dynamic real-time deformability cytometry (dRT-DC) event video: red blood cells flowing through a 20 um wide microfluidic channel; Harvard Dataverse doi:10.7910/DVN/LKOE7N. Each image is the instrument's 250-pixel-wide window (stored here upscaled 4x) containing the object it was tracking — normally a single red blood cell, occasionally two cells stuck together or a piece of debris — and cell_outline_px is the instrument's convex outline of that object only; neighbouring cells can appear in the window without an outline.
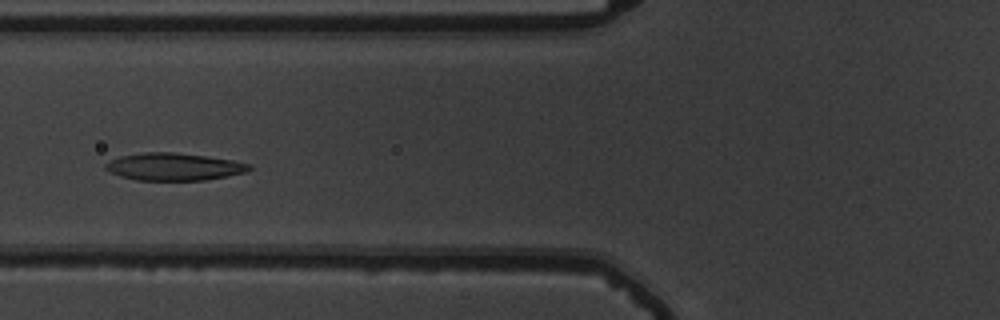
{"species": "common noctule bat (a hibernating species)", "species_latin": "Nyctalus noctula", "temperature_condition": "warm", "stored_images_in_passage": 49, "camera_frame_rate_fps": 3000, "um_per_image_px": 0.085, "animal": {"sex": "male", "body_mass_g": 19.5, "forearm_length_mm": 54.6}, "frame": {"image": 1, "passage_image": 16, "time_ms": 5.0, "image_size_px": [1000, 320], "cell_outline_px": [[252, 168], [244, 172], [204, 180], [136, 180], [120, 176], [104, 168], [104, 164], [120, 156], [144, 152], [172, 152], [208, 156], [232, 160], [252, 164]], "centroid_in_image_um": [14.77, 14.16], "position_along_channel_um": 111.0, "area_um2": 22.77}}
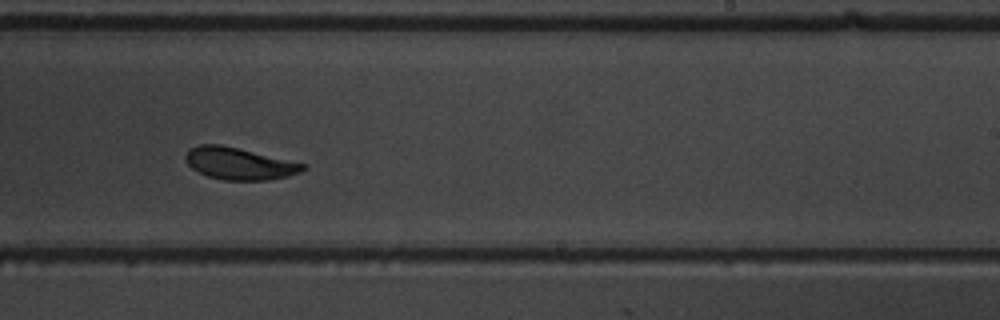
{"frame": {"image": 2, "passage_image": 29, "time_ms": 9.333, "image_size_px": [1000, 320], "cell_outline_px": [[304, 168], [300, 172], [288, 176], [268, 180], [224, 180], [208, 176], [192, 168], [188, 164], [184, 156], [188, 148], [200, 144], [220, 144], [304, 164]], "centroid_in_image_um": [20.26, 13.9], "position_along_channel_um": 268.7, "area_um2": 21.5}}
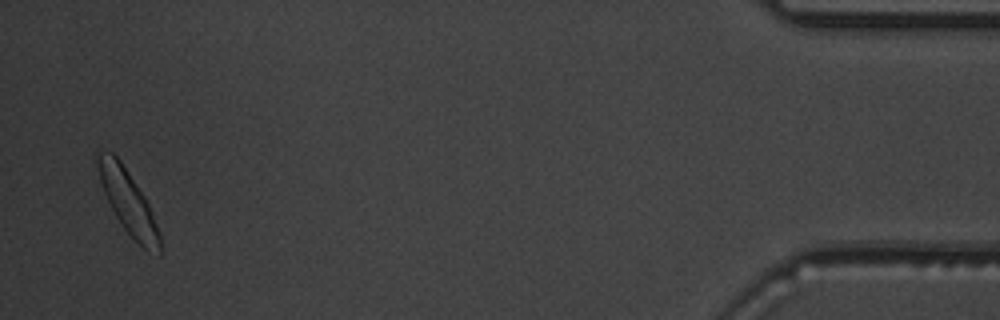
{"frame": {"image": 3, "passage_image": 48, "time_ms": 15.667, "image_size_px": [1000, 320], "cell_outline_px": [[160, 256], [148, 252], [124, 228], [116, 216], [104, 192], [100, 180], [96, 160], [96, 148], [112, 152], [120, 160], [144, 196], [148, 204], [160, 232]], "centroid_in_image_um": [10.87, 17.13], "position_along_channel_um": 424.3, "area_um2": 22.54}, "authors_computed_cell_mechanics": {"area_um2": 22.3108, "velocity_mm_per_s": 3.6442, "shape_relaxation_time_tau1_ms": 3.2103, "shape_relaxation_time_tau2_ms": 1.7244, "deformation_change_tau1": 0.1514, "deformation_change_tau2": 0.0789}}